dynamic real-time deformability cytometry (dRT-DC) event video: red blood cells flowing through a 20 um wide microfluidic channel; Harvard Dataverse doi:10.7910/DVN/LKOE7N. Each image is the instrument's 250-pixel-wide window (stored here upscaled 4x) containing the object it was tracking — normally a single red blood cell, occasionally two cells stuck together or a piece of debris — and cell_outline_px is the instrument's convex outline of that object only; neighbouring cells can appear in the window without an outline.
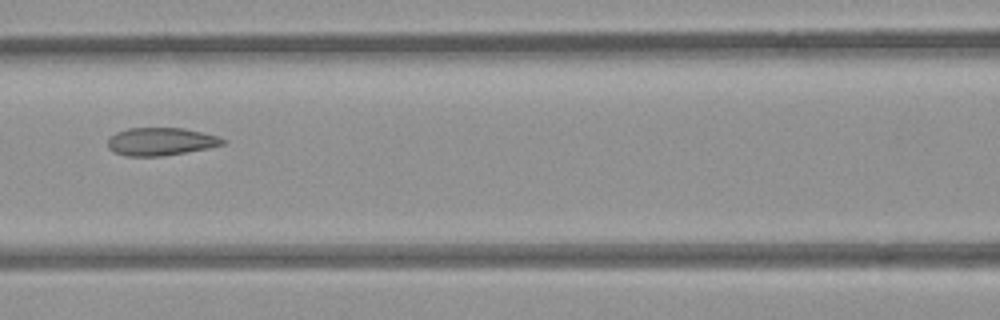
{"species": "common noctule bat (a hibernating species)", "species_latin": "Nyctalus noctula", "temperature_condition": "room temperature", "stored_images_in_passage": 6, "camera_frame_rate_fps": 3000, "um_per_image_px": 0.085, "animal": {"sex": "female", "body_mass_g": 21.9}, "frame": {"image": 1, "passage_image": 6, "time_ms": 1.667, "image_size_px": [1000, 320], "cell_outline_px": [[228, 140], [224, 144], [208, 148], [160, 156], [124, 156], [112, 152], [108, 148], [108, 140], [116, 132], [128, 128], [184, 128], [216, 136]], "centroid_in_image_um": [13.63, 12.03], "position_along_channel_um": 153.0, "area_um2": 18.55}}